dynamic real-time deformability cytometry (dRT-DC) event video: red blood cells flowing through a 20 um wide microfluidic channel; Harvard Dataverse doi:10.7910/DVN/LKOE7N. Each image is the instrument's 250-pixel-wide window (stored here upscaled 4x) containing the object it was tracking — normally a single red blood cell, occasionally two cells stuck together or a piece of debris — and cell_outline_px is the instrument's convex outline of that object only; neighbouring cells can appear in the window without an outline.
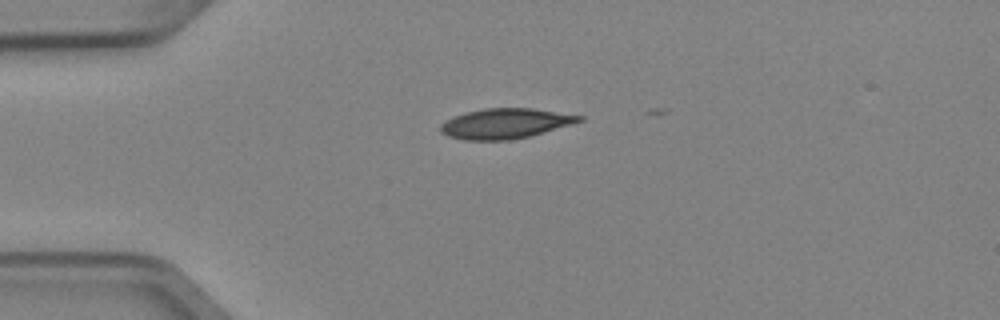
{"species": "Egyptian fruit bat (a non-hibernating species)", "species_latin": "Rousettus aegyptiacus", "temperature_condition": "cold", "stored_images_in_passage": 2, "camera_frame_rate_fps": 3000, "um_per_image_px": 0.085, "animal": {"sex": "female"}, "frame": {"image": 1, "passage_image": 1, "time_ms": 0.0, "image_size_px": [1000, 320], "cell_outline_px": [[584, 120], [572, 124], [544, 132], [512, 140], [464, 140], [448, 136], [440, 132], [440, 124], [456, 116], [468, 112], [484, 108], [532, 108], [584, 116]], "centroid_in_image_um": [42.96, 10.5], "position_along_channel_um": 42.0, "area_um2": 24.16}}